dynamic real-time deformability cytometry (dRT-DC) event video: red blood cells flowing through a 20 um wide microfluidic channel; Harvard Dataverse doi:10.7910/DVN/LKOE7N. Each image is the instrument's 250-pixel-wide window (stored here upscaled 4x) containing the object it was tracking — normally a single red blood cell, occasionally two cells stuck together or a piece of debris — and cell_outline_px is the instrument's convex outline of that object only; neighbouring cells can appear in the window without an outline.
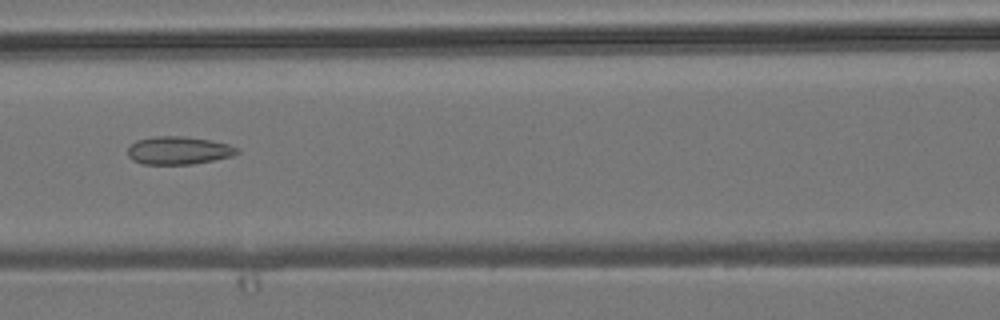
{"species": "common noctule bat (a hibernating species)", "species_latin": "Nyctalus noctula", "temperature_condition": "room temperature", "stored_images_in_passage": 6, "camera_frame_rate_fps": 3000, "um_per_image_px": 0.085, "animal": {"sex": "male", "body_mass_g": 19.2, "forearm_length_mm": 51.8}, "frame": {"image": 1, "passage_image": 5, "time_ms": 5.333, "image_size_px": [1000, 320], "cell_outline_px": [[240, 152], [232, 156], [192, 164], [144, 164], [132, 160], [128, 156], [128, 148], [136, 140], [152, 136], [184, 136], [208, 140], [228, 144], [240, 148]], "centroid_in_image_um": [15.17, 12.78], "position_along_channel_um": 151.4, "area_um2": 17.8}}
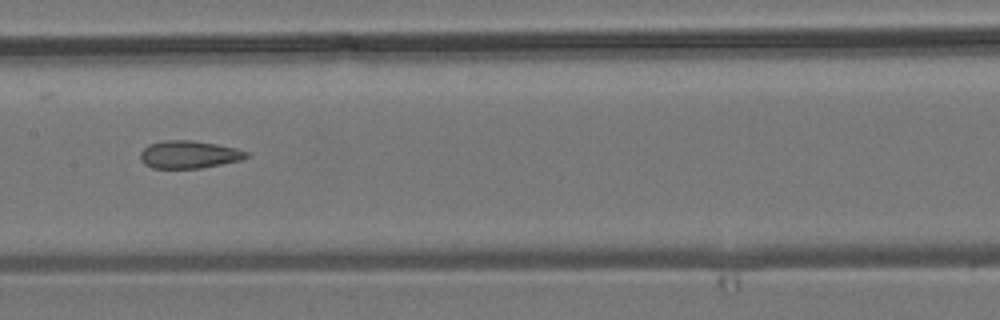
{"frame": {"image": 2, "passage_image": 6, "time_ms": 6.333, "image_size_px": [1000, 320], "cell_outline_px": [[248, 156], [240, 160], [200, 168], [152, 168], [144, 164], [140, 160], [140, 152], [148, 144], [164, 140], [192, 140], [216, 144], [236, 148], [248, 152]], "centroid_in_image_um": [16.02, 13.13], "position_along_channel_um": 191.4, "area_um2": 17.05}}